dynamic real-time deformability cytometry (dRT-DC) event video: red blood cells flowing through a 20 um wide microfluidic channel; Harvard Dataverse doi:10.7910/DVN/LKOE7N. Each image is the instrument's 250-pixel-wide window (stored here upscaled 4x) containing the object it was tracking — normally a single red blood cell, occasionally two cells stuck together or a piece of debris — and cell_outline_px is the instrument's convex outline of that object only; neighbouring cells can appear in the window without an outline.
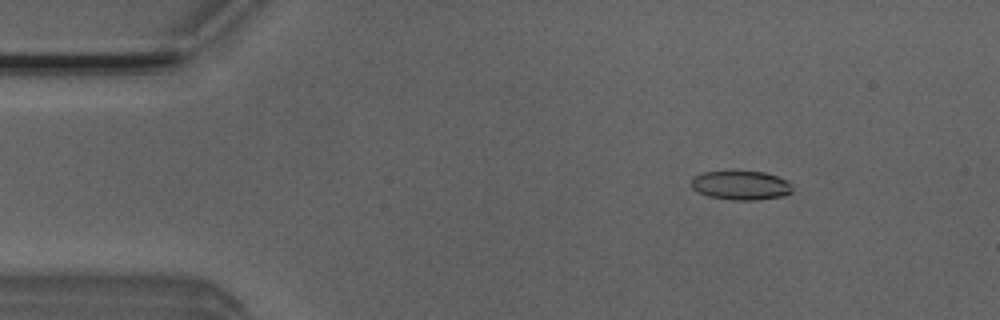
{"species": "Egyptian fruit bat (a non-hibernating species)", "species_latin": "Rousettus aegyptiacus", "temperature_condition": "room temperature", "stored_images_in_passage": 52, "camera_frame_rate_fps": 3000, "um_per_image_px": 0.085, "animal": {"sex": "male"}, "frame": {"image": 1, "passage_image": 7, "time_ms": 2.0, "image_size_px": [1000, 320], "cell_outline_px": [[792, 192], [784, 196], [756, 200], [732, 200], [708, 196], [692, 188], [688, 184], [696, 176], [704, 172], [764, 172], [788, 180], [792, 184]], "centroid_in_image_um": [63.0, 15.77], "position_along_channel_um": 22.0, "area_um2": 17.05}}
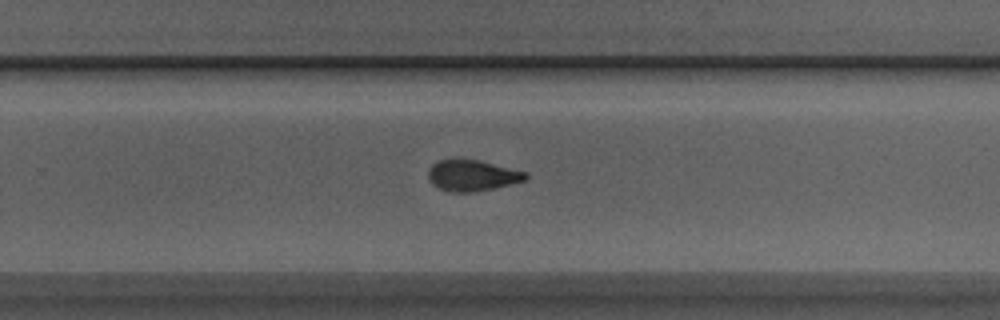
{"frame": {"image": 2, "passage_image": 33, "time_ms": 10.667, "image_size_px": [1000, 320], "cell_outline_px": [[528, 176], [524, 180], [512, 184], [472, 192], [448, 192], [432, 184], [428, 180], [428, 168], [432, 164], [440, 160], [480, 160], [528, 172]], "centroid_in_image_um": [40.13, 14.92], "position_along_channel_um": 289.7, "area_um2": 17.57}}
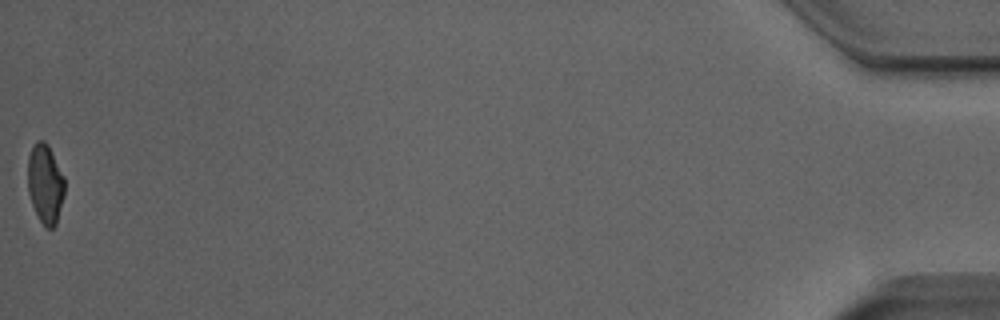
{"frame": {"image": 3, "passage_image": 52, "time_ms": 17.0, "image_size_px": [1000, 320], "cell_outline_px": [[64, 196], [56, 224], [52, 228], [48, 228], [40, 220], [32, 204], [28, 192], [28, 156], [36, 140], [44, 140], [48, 144], [64, 176]], "centroid_in_image_um": [3.85, 15.59], "position_along_channel_um": 431.4, "area_um2": 16.94}, "authors_computed_cell_mechanics": {"area_um2": 17.7446, "velocity_mm_per_s": 3.919, "shape_relaxation_time_tau1_ms": 8.5773, "shape_relaxation_time_tau2_ms": 2.0303, "deformation_change_tau1": 0.178, "deformation_change_tau2": 0.0845}}